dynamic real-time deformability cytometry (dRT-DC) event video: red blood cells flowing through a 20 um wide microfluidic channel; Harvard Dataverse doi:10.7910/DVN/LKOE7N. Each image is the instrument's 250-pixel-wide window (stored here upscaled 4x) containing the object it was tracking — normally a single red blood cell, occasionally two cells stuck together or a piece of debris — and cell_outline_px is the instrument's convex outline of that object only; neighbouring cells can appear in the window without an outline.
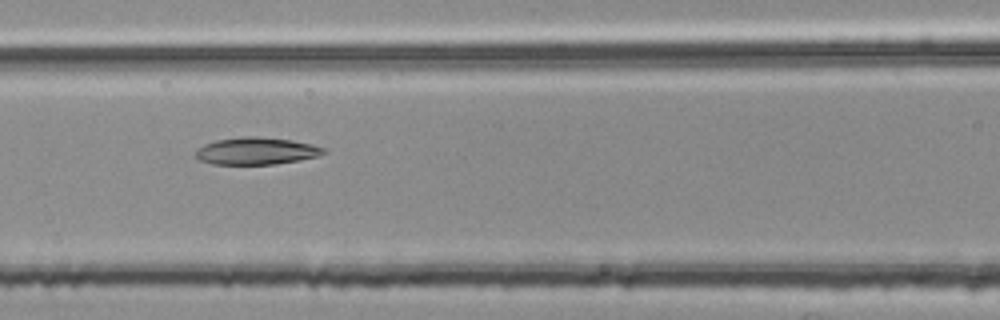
{"species": "common noctule bat (a hibernating species)", "species_latin": "Nyctalus noctula", "temperature_condition": "room temperature", "stored_images_in_passage": 51, "camera_frame_rate_fps": 3000, "um_per_image_px": 0.085, "animal": {"sex": "female", "body_mass_g": 25.1}, "frame": {"image": 1, "passage_image": 20, "time_ms": 6.333, "image_size_px": [1000, 320], "cell_outline_px": [[328, 152], [320, 156], [300, 160], [276, 164], [212, 164], [200, 160], [196, 156], [196, 148], [204, 144], [216, 140], [244, 136], [256, 136], [292, 140], [312, 144], [328, 148]], "centroid_in_image_um": [21.85, 12.83], "position_along_channel_um": 144.8, "area_um2": 20.52}}
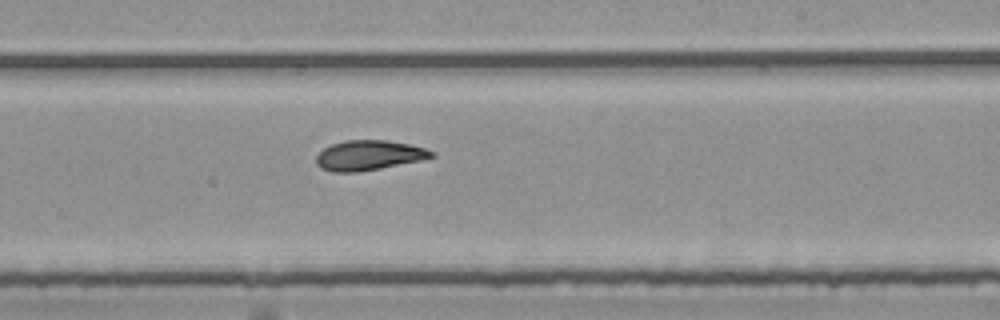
{"frame": {"image": 2, "passage_image": 29, "time_ms": 9.333, "image_size_px": [1000, 320], "cell_outline_px": [[436, 156], [420, 160], [360, 172], [332, 172], [320, 168], [316, 164], [316, 156], [324, 148], [332, 144], [344, 140], [384, 140], [408, 144], [424, 148], [436, 152]], "centroid_in_image_um": [31.33, 13.2], "position_along_channel_um": 257.7, "area_um2": 20.06}}
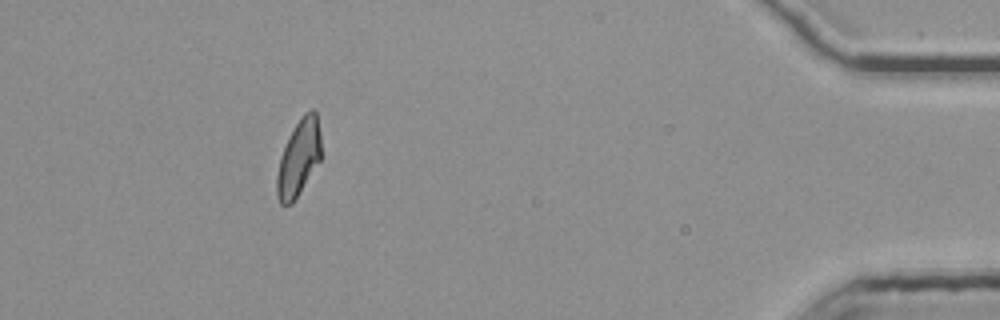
{"frame": {"image": 3, "passage_image": 46, "time_ms": 15.0, "image_size_px": [1000, 320], "cell_outline_px": [[320, 160], [292, 204], [280, 204], [276, 196], [276, 176], [280, 156], [300, 116], [304, 112], [312, 108], [316, 112], [320, 132]], "centroid_in_image_um": [25.38, 13.42], "position_along_channel_um": 409.8, "area_um2": 19.48}, "authors_computed_cell_mechanics": {"area_um2": 20.3456, "velocity_mm_per_s": 3.7695, "shape_relaxation_time_tau1_ms": null, "shape_relaxation_time_tau2_ms": 5.3563, "deformation_change_tau1": null, "deformation_change_tau2": 0.0864}}